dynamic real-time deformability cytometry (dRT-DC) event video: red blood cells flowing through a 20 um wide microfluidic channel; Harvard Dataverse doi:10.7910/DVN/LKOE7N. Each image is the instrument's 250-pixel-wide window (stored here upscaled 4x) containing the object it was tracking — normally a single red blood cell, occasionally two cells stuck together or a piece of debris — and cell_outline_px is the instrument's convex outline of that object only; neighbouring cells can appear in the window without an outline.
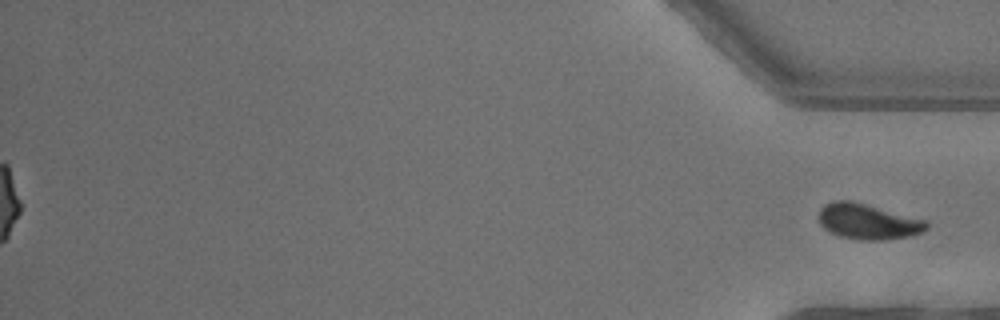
{"species": "common noctule bat (a hibernating species)", "species_latin": "Nyctalus noctula", "temperature_condition": "warm", "stored_images_in_passage": 41, "segment_of_instrument_passage": [2, 2], "camera_frame_rate_fps": 3000, "um_per_image_px": 0.085, "animal": {"sex": "female"}, "frame": {"image": 1, "passage_image": 41, "time_ms": 13.333, "image_size_px": [1000, 320], "cell_outline_px": [[928, 228], [920, 232], [908, 236], [880, 240], [860, 240], [840, 236], [828, 232], [820, 224], [820, 208], [824, 204], [832, 200], [852, 200], [928, 220]], "centroid_in_image_um": [73.76, 18.81], "position_along_channel_um": 361.4, "area_um2": 22.43}}